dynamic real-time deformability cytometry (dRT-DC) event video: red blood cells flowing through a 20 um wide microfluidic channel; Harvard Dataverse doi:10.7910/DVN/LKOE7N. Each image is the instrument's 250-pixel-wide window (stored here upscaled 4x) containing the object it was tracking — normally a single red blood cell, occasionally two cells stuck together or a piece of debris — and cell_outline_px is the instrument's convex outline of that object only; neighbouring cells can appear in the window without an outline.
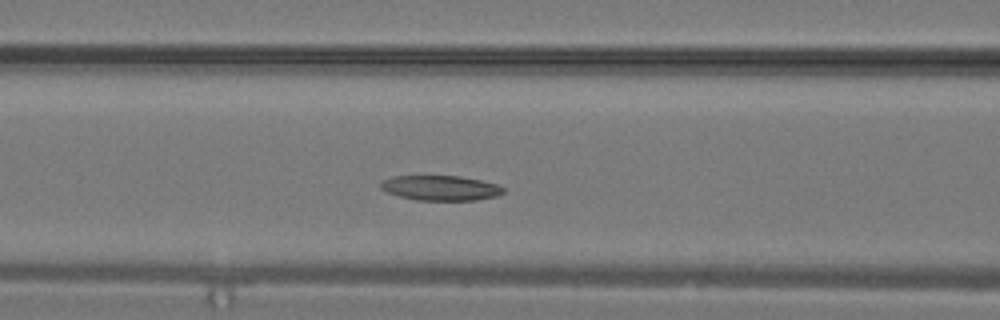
{"species": "common noctule bat (a hibernating species)", "species_latin": "Nyctalus noctula", "temperature_condition": "warm", "stored_images_in_passage": 11, "camera_frame_rate_fps": 3000, "um_per_image_px": 0.085, "animal": {"sex": "male", "body_mass_g": 19.2, "forearm_length_mm": 51.8}, "frame": {"image": 1, "passage_image": 4, "time_ms": 1.0, "image_size_px": [1000, 320], "cell_outline_px": [[504, 192], [496, 196], [476, 200], [416, 200], [384, 192], [380, 188], [380, 184], [384, 180], [392, 176], [460, 176], [480, 180], [496, 184], [504, 188]], "centroid_in_image_um": [37.42, 15.98], "position_along_channel_um": 129.2, "area_um2": 17.8}}
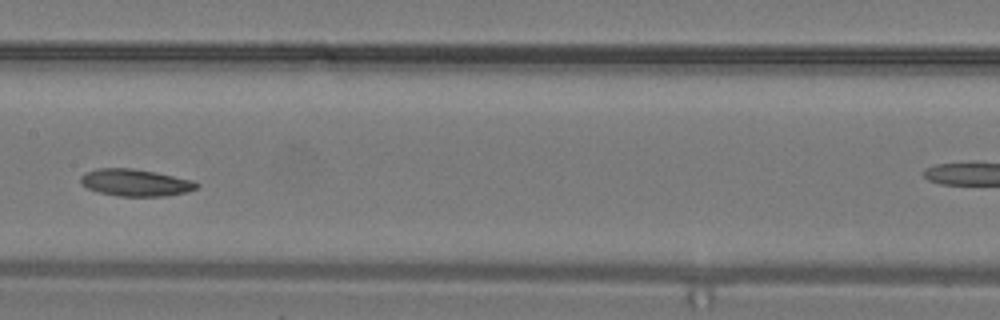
{"frame": {"image": 2, "passage_image": 7, "time_ms": 2.0, "image_size_px": [1000, 320], "cell_outline_px": [[200, 184], [196, 188], [184, 192], [164, 196], [120, 196], [100, 192], [88, 188], [80, 184], [80, 176], [84, 172], [96, 168], [132, 168], [156, 172], [192, 180]], "centroid_in_image_um": [11.46, 15.51], "position_along_channel_um": 195.9, "area_um2": 18.21}}
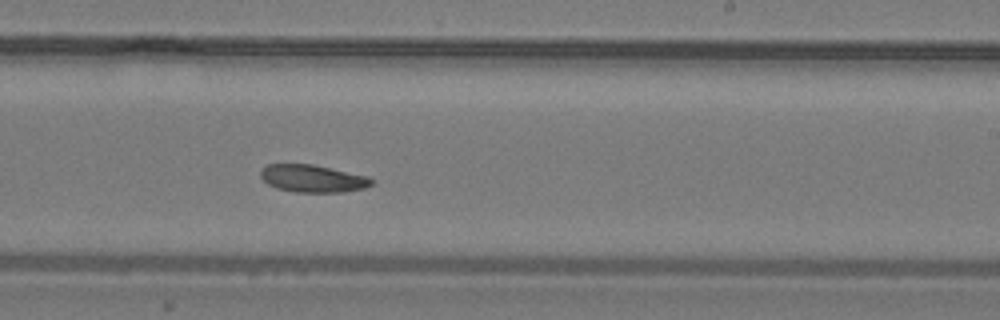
{"frame": {"image": 3, "passage_image": 10, "time_ms": 3.0, "image_size_px": [1000, 320], "cell_outline_px": [[376, 180], [372, 184], [364, 188], [344, 192], [296, 192], [276, 188], [268, 184], [260, 176], [260, 172], [264, 164], [312, 164], [368, 176]], "centroid_in_image_um": [26.58, 15.17], "position_along_channel_um": 262.4, "area_um2": 17.86}}